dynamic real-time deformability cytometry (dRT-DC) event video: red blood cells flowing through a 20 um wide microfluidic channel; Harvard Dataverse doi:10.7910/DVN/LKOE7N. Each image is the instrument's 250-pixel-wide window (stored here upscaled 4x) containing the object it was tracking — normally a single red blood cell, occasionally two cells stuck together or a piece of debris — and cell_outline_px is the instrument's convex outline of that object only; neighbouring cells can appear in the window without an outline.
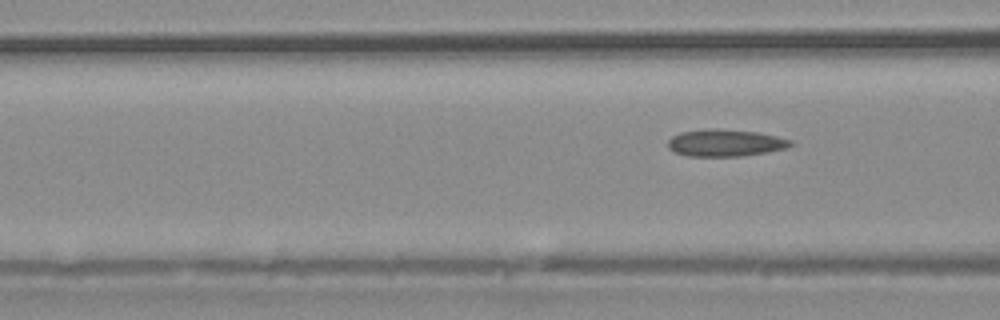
{"species": "common noctule bat (a hibernating species)", "species_latin": "Nyctalus noctula", "temperature_condition": "warm", "stored_images_in_passage": 5, "camera_frame_rate_fps": 3000, "um_per_image_px": 0.085, "animal": {"sex": "male", "body_mass_g": 20.4}, "frame": {"image": 1, "passage_image": 5, "time_ms": 4.667, "image_size_px": [1000, 320], "cell_outline_px": [[796, 144], [784, 148], [768, 152], [740, 156], [688, 156], [676, 152], [668, 148], [668, 140], [672, 136], [680, 132], [716, 128], [760, 132], [792, 140]], "centroid_in_image_um": [61.67, 12.14], "position_along_channel_um": 104.9, "area_um2": 19.36}}